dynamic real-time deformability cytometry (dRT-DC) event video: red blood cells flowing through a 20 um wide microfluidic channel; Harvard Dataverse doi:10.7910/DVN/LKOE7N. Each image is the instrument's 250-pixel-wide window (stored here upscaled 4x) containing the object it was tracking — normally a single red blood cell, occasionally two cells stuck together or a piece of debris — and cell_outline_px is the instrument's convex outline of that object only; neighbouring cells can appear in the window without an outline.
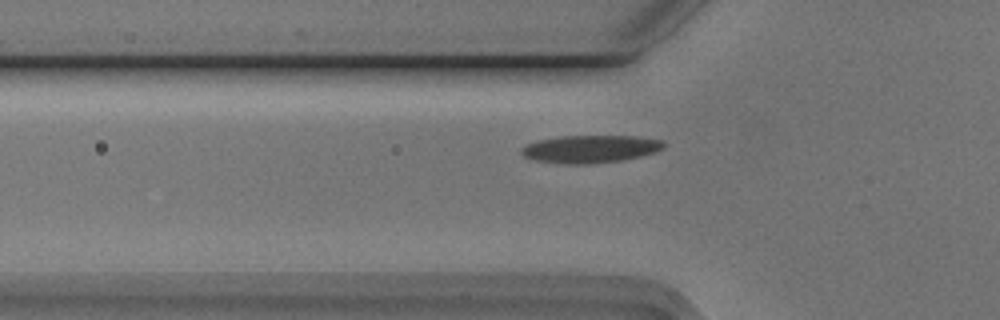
{"species": "Egyptian fruit bat (a non-hibernating species)", "species_latin": "Rousettus aegyptiacus", "temperature_condition": "cold", "stored_images_in_passage": 34, "camera_frame_rate_fps": 3000, "um_per_image_px": 0.085, "animal": {"sex": "male"}, "frame": {"image": 1, "passage_image": 2, "time_ms": 0.333, "image_size_px": [1000, 320], "cell_outline_px": [[664, 148], [656, 152], [640, 156], [620, 160], [588, 164], [568, 164], [536, 160], [524, 156], [520, 152], [520, 148], [524, 144], [536, 140], [560, 136], [636, 136], [664, 140]], "centroid_in_image_um": [50.16, 12.65], "position_along_channel_um": 75.6, "area_um2": 23.0}}
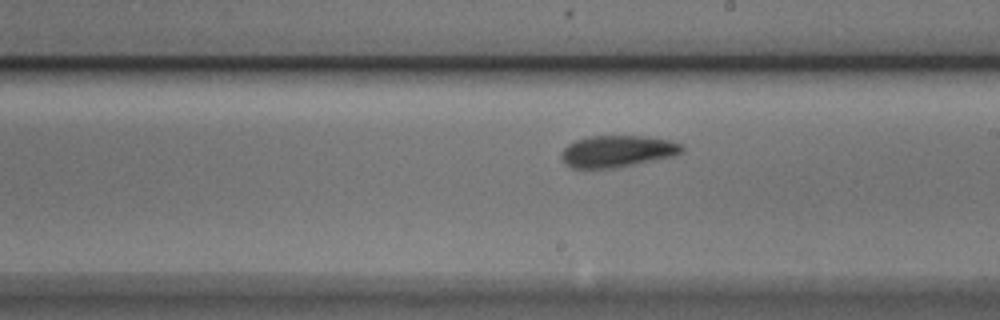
{"frame": {"image": 2, "passage_image": 15, "time_ms": 4.667, "image_size_px": [1000, 320], "cell_outline_px": [[684, 152], [672, 156], [620, 168], [572, 168], [564, 164], [560, 156], [560, 152], [568, 144], [576, 140], [588, 136], [644, 136], [672, 140], [684, 144]], "centroid_in_image_um": [52.49, 12.86], "position_along_channel_um": 236.5, "area_um2": 22.72}}
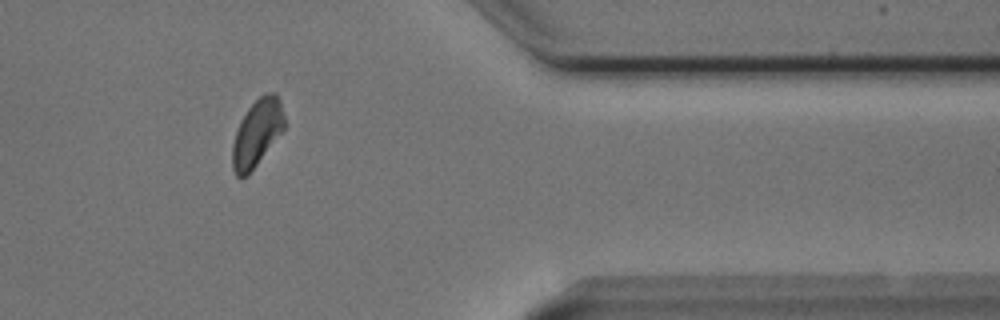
{"frame": {"image": 3, "passage_image": 29, "time_ms": 9.333, "image_size_px": [1000, 320], "cell_outline_px": [[288, 124], [248, 176], [236, 176], [232, 168], [232, 144], [240, 120], [248, 108], [264, 92], [276, 92], [280, 100]], "centroid_in_image_um": [21.87, 11.28], "position_along_channel_um": 389.5, "area_um2": 20.58}}